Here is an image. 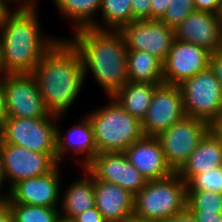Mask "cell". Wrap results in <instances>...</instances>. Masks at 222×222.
Here are the masks:
<instances>
[{
	"mask_svg": "<svg viewBox=\"0 0 222 222\" xmlns=\"http://www.w3.org/2000/svg\"><path fill=\"white\" fill-rule=\"evenodd\" d=\"M162 222H196L190 212L185 209L180 214L174 215Z\"/></svg>",
	"mask_w": 222,
	"mask_h": 222,
	"instance_id": "obj_40",
	"label": "cell"
},
{
	"mask_svg": "<svg viewBox=\"0 0 222 222\" xmlns=\"http://www.w3.org/2000/svg\"><path fill=\"white\" fill-rule=\"evenodd\" d=\"M174 31L176 40L199 45L210 53L222 50L221 15L195 10Z\"/></svg>",
	"mask_w": 222,
	"mask_h": 222,
	"instance_id": "obj_17",
	"label": "cell"
},
{
	"mask_svg": "<svg viewBox=\"0 0 222 222\" xmlns=\"http://www.w3.org/2000/svg\"><path fill=\"white\" fill-rule=\"evenodd\" d=\"M72 222H106L101 212L94 206L75 216Z\"/></svg>",
	"mask_w": 222,
	"mask_h": 222,
	"instance_id": "obj_33",
	"label": "cell"
},
{
	"mask_svg": "<svg viewBox=\"0 0 222 222\" xmlns=\"http://www.w3.org/2000/svg\"><path fill=\"white\" fill-rule=\"evenodd\" d=\"M120 222H155V221L145 219V218H142V217H139V216H136L135 214H133L129 217H126L125 219H123Z\"/></svg>",
	"mask_w": 222,
	"mask_h": 222,
	"instance_id": "obj_42",
	"label": "cell"
},
{
	"mask_svg": "<svg viewBox=\"0 0 222 222\" xmlns=\"http://www.w3.org/2000/svg\"><path fill=\"white\" fill-rule=\"evenodd\" d=\"M8 197H9V188L7 184H5L2 166L0 163V204L7 202Z\"/></svg>",
	"mask_w": 222,
	"mask_h": 222,
	"instance_id": "obj_41",
	"label": "cell"
},
{
	"mask_svg": "<svg viewBox=\"0 0 222 222\" xmlns=\"http://www.w3.org/2000/svg\"><path fill=\"white\" fill-rule=\"evenodd\" d=\"M85 169L97 180L117 184L136 195L147 179L130 164L124 152L97 153Z\"/></svg>",
	"mask_w": 222,
	"mask_h": 222,
	"instance_id": "obj_13",
	"label": "cell"
},
{
	"mask_svg": "<svg viewBox=\"0 0 222 222\" xmlns=\"http://www.w3.org/2000/svg\"><path fill=\"white\" fill-rule=\"evenodd\" d=\"M171 0H151V20H161Z\"/></svg>",
	"mask_w": 222,
	"mask_h": 222,
	"instance_id": "obj_36",
	"label": "cell"
},
{
	"mask_svg": "<svg viewBox=\"0 0 222 222\" xmlns=\"http://www.w3.org/2000/svg\"><path fill=\"white\" fill-rule=\"evenodd\" d=\"M134 21L151 20V0H131Z\"/></svg>",
	"mask_w": 222,
	"mask_h": 222,
	"instance_id": "obj_30",
	"label": "cell"
},
{
	"mask_svg": "<svg viewBox=\"0 0 222 222\" xmlns=\"http://www.w3.org/2000/svg\"><path fill=\"white\" fill-rule=\"evenodd\" d=\"M209 67L222 87V50L210 54Z\"/></svg>",
	"mask_w": 222,
	"mask_h": 222,
	"instance_id": "obj_35",
	"label": "cell"
},
{
	"mask_svg": "<svg viewBox=\"0 0 222 222\" xmlns=\"http://www.w3.org/2000/svg\"><path fill=\"white\" fill-rule=\"evenodd\" d=\"M185 116L179 85L162 83L155 88L147 113L141 121L144 136L157 137Z\"/></svg>",
	"mask_w": 222,
	"mask_h": 222,
	"instance_id": "obj_11",
	"label": "cell"
},
{
	"mask_svg": "<svg viewBox=\"0 0 222 222\" xmlns=\"http://www.w3.org/2000/svg\"><path fill=\"white\" fill-rule=\"evenodd\" d=\"M7 73L0 72V133L3 131L4 122L7 117L6 97H5V83Z\"/></svg>",
	"mask_w": 222,
	"mask_h": 222,
	"instance_id": "obj_32",
	"label": "cell"
},
{
	"mask_svg": "<svg viewBox=\"0 0 222 222\" xmlns=\"http://www.w3.org/2000/svg\"><path fill=\"white\" fill-rule=\"evenodd\" d=\"M186 116L208 124L222 112V87L208 67L179 84Z\"/></svg>",
	"mask_w": 222,
	"mask_h": 222,
	"instance_id": "obj_7",
	"label": "cell"
},
{
	"mask_svg": "<svg viewBox=\"0 0 222 222\" xmlns=\"http://www.w3.org/2000/svg\"><path fill=\"white\" fill-rule=\"evenodd\" d=\"M187 190H205L222 193V166L194 175L187 183Z\"/></svg>",
	"mask_w": 222,
	"mask_h": 222,
	"instance_id": "obj_28",
	"label": "cell"
},
{
	"mask_svg": "<svg viewBox=\"0 0 222 222\" xmlns=\"http://www.w3.org/2000/svg\"><path fill=\"white\" fill-rule=\"evenodd\" d=\"M187 189L185 181L174 172L169 177L147 181L135 195L136 216L162 222L186 209Z\"/></svg>",
	"mask_w": 222,
	"mask_h": 222,
	"instance_id": "obj_5",
	"label": "cell"
},
{
	"mask_svg": "<svg viewBox=\"0 0 222 222\" xmlns=\"http://www.w3.org/2000/svg\"><path fill=\"white\" fill-rule=\"evenodd\" d=\"M95 207L106 222H120L134 214L135 195L121 186L94 178Z\"/></svg>",
	"mask_w": 222,
	"mask_h": 222,
	"instance_id": "obj_19",
	"label": "cell"
},
{
	"mask_svg": "<svg viewBox=\"0 0 222 222\" xmlns=\"http://www.w3.org/2000/svg\"><path fill=\"white\" fill-rule=\"evenodd\" d=\"M195 10L206 11L217 15L222 14V0H193Z\"/></svg>",
	"mask_w": 222,
	"mask_h": 222,
	"instance_id": "obj_31",
	"label": "cell"
},
{
	"mask_svg": "<svg viewBox=\"0 0 222 222\" xmlns=\"http://www.w3.org/2000/svg\"><path fill=\"white\" fill-rule=\"evenodd\" d=\"M58 15L69 22L72 30L85 27L97 29V16L102 0H51Z\"/></svg>",
	"mask_w": 222,
	"mask_h": 222,
	"instance_id": "obj_22",
	"label": "cell"
},
{
	"mask_svg": "<svg viewBox=\"0 0 222 222\" xmlns=\"http://www.w3.org/2000/svg\"><path fill=\"white\" fill-rule=\"evenodd\" d=\"M127 50L148 52L164 63L175 40V31L161 20L132 21L120 30Z\"/></svg>",
	"mask_w": 222,
	"mask_h": 222,
	"instance_id": "obj_12",
	"label": "cell"
},
{
	"mask_svg": "<svg viewBox=\"0 0 222 222\" xmlns=\"http://www.w3.org/2000/svg\"><path fill=\"white\" fill-rule=\"evenodd\" d=\"M57 222H72V221H68V220H63V219H60L57 221Z\"/></svg>",
	"mask_w": 222,
	"mask_h": 222,
	"instance_id": "obj_44",
	"label": "cell"
},
{
	"mask_svg": "<svg viewBox=\"0 0 222 222\" xmlns=\"http://www.w3.org/2000/svg\"><path fill=\"white\" fill-rule=\"evenodd\" d=\"M0 222H14L12 210L7 202L0 204Z\"/></svg>",
	"mask_w": 222,
	"mask_h": 222,
	"instance_id": "obj_39",
	"label": "cell"
},
{
	"mask_svg": "<svg viewBox=\"0 0 222 222\" xmlns=\"http://www.w3.org/2000/svg\"><path fill=\"white\" fill-rule=\"evenodd\" d=\"M58 165L52 172L15 183L9 189L7 203L60 207L62 171Z\"/></svg>",
	"mask_w": 222,
	"mask_h": 222,
	"instance_id": "obj_15",
	"label": "cell"
},
{
	"mask_svg": "<svg viewBox=\"0 0 222 222\" xmlns=\"http://www.w3.org/2000/svg\"><path fill=\"white\" fill-rule=\"evenodd\" d=\"M71 32L72 36L66 38L80 54L85 81L91 74L106 97H112L129 81L127 48L123 35L119 30H98L92 27Z\"/></svg>",
	"mask_w": 222,
	"mask_h": 222,
	"instance_id": "obj_2",
	"label": "cell"
},
{
	"mask_svg": "<svg viewBox=\"0 0 222 222\" xmlns=\"http://www.w3.org/2000/svg\"><path fill=\"white\" fill-rule=\"evenodd\" d=\"M63 37L43 55L32 73L45 107L55 116L69 112L86 83L79 52Z\"/></svg>",
	"mask_w": 222,
	"mask_h": 222,
	"instance_id": "obj_1",
	"label": "cell"
},
{
	"mask_svg": "<svg viewBox=\"0 0 222 222\" xmlns=\"http://www.w3.org/2000/svg\"><path fill=\"white\" fill-rule=\"evenodd\" d=\"M103 106L86 113L91 121L98 153L125 152L144 136L141 121L127 112L113 97Z\"/></svg>",
	"mask_w": 222,
	"mask_h": 222,
	"instance_id": "obj_4",
	"label": "cell"
},
{
	"mask_svg": "<svg viewBox=\"0 0 222 222\" xmlns=\"http://www.w3.org/2000/svg\"><path fill=\"white\" fill-rule=\"evenodd\" d=\"M222 166V143L209 131L176 172L187 183L194 175Z\"/></svg>",
	"mask_w": 222,
	"mask_h": 222,
	"instance_id": "obj_21",
	"label": "cell"
},
{
	"mask_svg": "<svg viewBox=\"0 0 222 222\" xmlns=\"http://www.w3.org/2000/svg\"><path fill=\"white\" fill-rule=\"evenodd\" d=\"M159 84L128 81L112 97L132 116L142 121Z\"/></svg>",
	"mask_w": 222,
	"mask_h": 222,
	"instance_id": "obj_24",
	"label": "cell"
},
{
	"mask_svg": "<svg viewBox=\"0 0 222 222\" xmlns=\"http://www.w3.org/2000/svg\"><path fill=\"white\" fill-rule=\"evenodd\" d=\"M99 14L98 30H120L134 21L131 0H102Z\"/></svg>",
	"mask_w": 222,
	"mask_h": 222,
	"instance_id": "obj_25",
	"label": "cell"
},
{
	"mask_svg": "<svg viewBox=\"0 0 222 222\" xmlns=\"http://www.w3.org/2000/svg\"><path fill=\"white\" fill-rule=\"evenodd\" d=\"M7 10L6 7H4L1 3H0V24H1V20H2V17L5 13V11Z\"/></svg>",
	"mask_w": 222,
	"mask_h": 222,
	"instance_id": "obj_43",
	"label": "cell"
},
{
	"mask_svg": "<svg viewBox=\"0 0 222 222\" xmlns=\"http://www.w3.org/2000/svg\"><path fill=\"white\" fill-rule=\"evenodd\" d=\"M127 69L130 82L164 83L163 63L148 52L127 50Z\"/></svg>",
	"mask_w": 222,
	"mask_h": 222,
	"instance_id": "obj_23",
	"label": "cell"
},
{
	"mask_svg": "<svg viewBox=\"0 0 222 222\" xmlns=\"http://www.w3.org/2000/svg\"><path fill=\"white\" fill-rule=\"evenodd\" d=\"M210 52L189 42L174 40L163 63V81L179 85L209 67Z\"/></svg>",
	"mask_w": 222,
	"mask_h": 222,
	"instance_id": "obj_16",
	"label": "cell"
},
{
	"mask_svg": "<svg viewBox=\"0 0 222 222\" xmlns=\"http://www.w3.org/2000/svg\"><path fill=\"white\" fill-rule=\"evenodd\" d=\"M196 222H222V213L189 211Z\"/></svg>",
	"mask_w": 222,
	"mask_h": 222,
	"instance_id": "obj_37",
	"label": "cell"
},
{
	"mask_svg": "<svg viewBox=\"0 0 222 222\" xmlns=\"http://www.w3.org/2000/svg\"><path fill=\"white\" fill-rule=\"evenodd\" d=\"M5 97L7 117L45 118L50 114L32 73H7Z\"/></svg>",
	"mask_w": 222,
	"mask_h": 222,
	"instance_id": "obj_10",
	"label": "cell"
},
{
	"mask_svg": "<svg viewBox=\"0 0 222 222\" xmlns=\"http://www.w3.org/2000/svg\"><path fill=\"white\" fill-rule=\"evenodd\" d=\"M132 166L147 179L159 180L174 173L166 162L157 137L143 136L132 143L124 152Z\"/></svg>",
	"mask_w": 222,
	"mask_h": 222,
	"instance_id": "obj_18",
	"label": "cell"
},
{
	"mask_svg": "<svg viewBox=\"0 0 222 222\" xmlns=\"http://www.w3.org/2000/svg\"><path fill=\"white\" fill-rule=\"evenodd\" d=\"M57 116L45 118L6 117L0 138L8 144L39 153H56Z\"/></svg>",
	"mask_w": 222,
	"mask_h": 222,
	"instance_id": "obj_6",
	"label": "cell"
},
{
	"mask_svg": "<svg viewBox=\"0 0 222 222\" xmlns=\"http://www.w3.org/2000/svg\"><path fill=\"white\" fill-rule=\"evenodd\" d=\"M208 131L222 143V112L208 124Z\"/></svg>",
	"mask_w": 222,
	"mask_h": 222,
	"instance_id": "obj_38",
	"label": "cell"
},
{
	"mask_svg": "<svg viewBox=\"0 0 222 222\" xmlns=\"http://www.w3.org/2000/svg\"><path fill=\"white\" fill-rule=\"evenodd\" d=\"M207 132V122L185 116L157 136L166 162L174 172L187 161Z\"/></svg>",
	"mask_w": 222,
	"mask_h": 222,
	"instance_id": "obj_9",
	"label": "cell"
},
{
	"mask_svg": "<svg viewBox=\"0 0 222 222\" xmlns=\"http://www.w3.org/2000/svg\"><path fill=\"white\" fill-rule=\"evenodd\" d=\"M81 176L61 186L60 219L71 221L75 216L95 206L94 177L85 169H78ZM83 173V174H82Z\"/></svg>",
	"mask_w": 222,
	"mask_h": 222,
	"instance_id": "obj_20",
	"label": "cell"
},
{
	"mask_svg": "<svg viewBox=\"0 0 222 222\" xmlns=\"http://www.w3.org/2000/svg\"><path fill=\"white\" fill-rule=\"evenodd\" d=\"M0 163L9 189L21 180L50 173L59 165L56 153L34 152L5 143L1 138Z\"/></svg>",
	"mask_w": 222,
	"mask_h": 222,
	"instance_id": "obj_8",
	"label": "cell"
},
{
	"mask_svg": "<svg viewBox=\"0 0 222 222\" xmlns=\"http://www.w3.org/2000/svg\"><path fill=\"white\" fill-rule=\"evenodd\" d=\"M194 11L193 0H171L161 21L168 27L175 29Z\"/></svg>",
	"mask_w": 222,
	"mask_h": 222,
	"instance_id": "obj_29",
	"label": "cell"
},
{
	"mask_svg": "<svg viewBox=\"0 0 222 222\" xmlns=\"http://www.w3.org/2000/svg\"><path fill=\"white\" fill-rule=\"evenodd\" d=\"M38 8L7 9L0 24V62L8 74L33 73L60 38L42 32Z\"/></svg>",
	"mask_w": 222,
	"mask_h": 222,
	"instance_id": "obj_3",
	"label": "cell"
},
{
	"mask_svg": "<svg viewBox=\"0 0 222 222\" xmlns=\"http://www.w3.org/2000/svg\"><path fill=\"white\" fill-rule=\"evenodd\" d=\"M63 117L65 115L57 116L56 122L57 162L59 165L64 164L63 162L66 161L67 155L72 154L77 156L75 162L80 164L79 167L85 168L98 153L91 121L85 114L80 121L75 122L64 133L62 123H60Z\"/></svg>",
	"mask_w": 222,
	"mask_h": 222,
	"instance_id": "obj_14",
	"label": "cell"
},
{
	"mask_svg": "<svg viewBox=\"0 0 222 222\" xmlns=\"http://www.w3.org/2000/svg\"><path fill=\"white\" fill-rule=\"evenodd\" d=\"M3 71V69H2V66H1V62H0V72H2Z\"/></svg>",
	"mask_w": 222,
	"mask_h": 222,
	"instance_id": "obj_45",
	"label": "cell"
},
{
	"mask_svg": "<svg viewBox=\"0 0 222 222\" xmlns=\"http://www.w3.org/2000/svg\"><path fill=\"white\" fill-rule=\"evenodd\" d=\"M0 3L7 9H32V8H39L38 3H40V1L39 0H0Z\"/></svg>",
	"mask_w": 222,
	"mask_h": 222,
	"instance_id": "obj_34",
	"label": "cell"
},
{
	"mask_svg": "<svg viewBox=\"0 0 222 222\" xmlns=\"http://www.w3.org/2000/svg\"><path fill=\"white\" fill-rule=\"evenodd\" d=\"M8 204L12 210L14 222H57L60 218V207Z\"/></svg>",
	"mask_w": 222,
	"mask_h": 222,
	"instance_id": "obj_26",
	"label": "cell"
},
{
	"mask_svg": "<svg viewBox=\"0 0 222 222\" xmlns=\"http://www.w3.org/2000/svg\"><path fill=\"white\" fill-rule=\"evenodd\" d=\"M186 209L222 213V193L211 190H187Z\"/></svg>",
	"mask_w": 222,
	"mask_h": 222,
	"instance_id": "obj_27",
	"label": "cell"
}]
</instances>
